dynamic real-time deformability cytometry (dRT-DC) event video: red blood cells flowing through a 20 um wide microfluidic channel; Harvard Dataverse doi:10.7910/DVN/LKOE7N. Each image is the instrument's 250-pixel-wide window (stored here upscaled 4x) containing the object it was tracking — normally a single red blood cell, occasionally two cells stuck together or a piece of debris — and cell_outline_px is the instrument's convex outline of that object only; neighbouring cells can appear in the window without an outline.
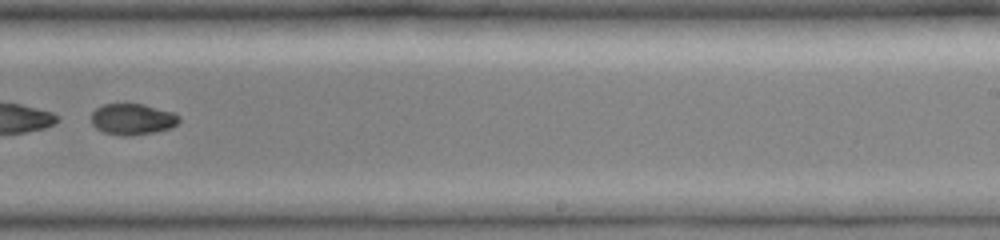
{"species": "common noctule bat (a hibernating species)", "species_latin": "Nyctalus noctula", "temperature_condition": "cold", "stored_images_in_passage": 38, "camera_frame_rate_fps": 3000, "um_per_image_px": 0.085, "animal": {"sex": "female", "body_mass_g": 19.0, "forearm_length_mm": 51.5}, "frame": {"image": 1, "passage_image": 26, "time_ms": 8.333, "image_size_px": [1000, 240], "cell_outline_px": [[180, 120], [172, 128], [156, 132], [128, 136], [120, 136], [104, 132], [96, 128], [92, 124], [92, 112], [96, 108], [104, 104], [144, 104], [172, 112], [180, 116]], "centroid_in_image_um": [11.27, 10.14], "position_along_channel_um": 277.7, "area_um2": 16.01}}